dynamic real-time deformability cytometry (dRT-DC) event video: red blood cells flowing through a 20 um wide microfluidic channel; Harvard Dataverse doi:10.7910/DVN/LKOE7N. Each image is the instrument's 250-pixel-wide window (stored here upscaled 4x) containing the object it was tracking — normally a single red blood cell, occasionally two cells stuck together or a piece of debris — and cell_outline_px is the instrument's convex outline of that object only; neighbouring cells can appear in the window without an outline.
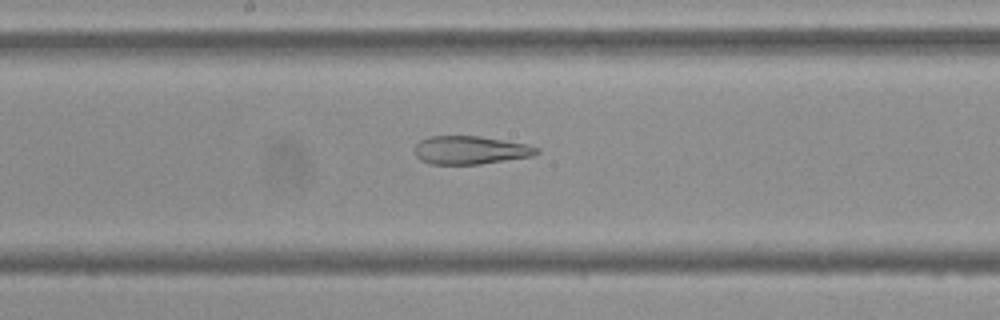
{"species": "Egyptian fruit bat (a non-hibernating species)", "species_latin": "Rousettus aegyptiacus", "temperature_condition": "cold", "stored_images_in_passage": 54, "camera_frame_rate_fps": 3000, "um_per_image_px": 0.085, "frame": {"image": 1, "passage_image": 28, "time_ms": 9.0, "image_size_px": [1000, 320], "cell_outline_px": [[540, 152], [532, 156], [480, 164], [428, 164], [420, 160], [416, 156], [416, 144], [420, 140], [432, 136], [480, 136], [528, 144], [540, 148]], "centroid_in_image_um": [40.0, 12.76], "position_along_channel_um": 208.2, "area_um2": 20.11}}
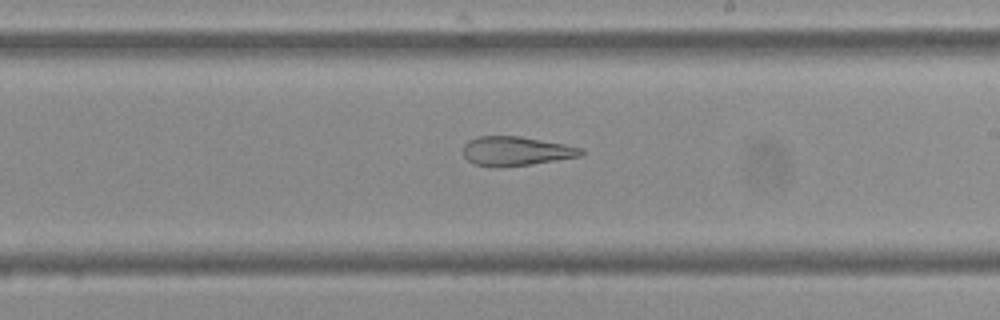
{"frame": {"image": 2, "passage_image": 31, "time_ms": 10.0, "image_size_px": [1000, 320], "cell_outline_px": [[584, 152], [580, 156], [556, 160], [528, 164], [472, 164], [464, 156], [464, 144], [468, 140], [476, 136], [520, 136], [564, 144], [584, 148]], "centroid_in_image_um": [43.88, 12.79], "position_along_channel_um": 245.1, "area_um2": 19.31}}
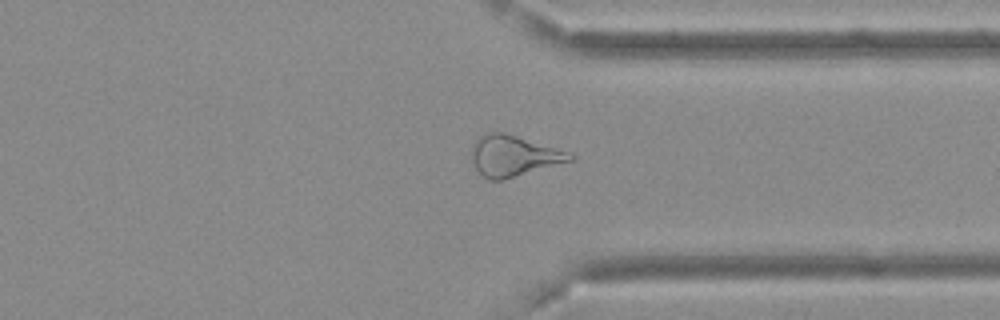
{"frame": {"image": 3, "passage_image": 41, "time_ms": 13.333, "image_size_px": [1000, 320], "cell_outline_px": [[576, 156], [572, 160], [504, 180], [488, 180], [476, 168], [472, 160], [472, 144], [480, 136], [492, 132], [504, 132], [572, 152]], "centroid_in_image_um": [43.68, 13.24], "position_along_channel_um": 367.7, "area_um2": 23.35}, "authors_computed_cell_mechanics": {"area_um2": 26.3279, "velocity_mm_per_s": 3.6991, "shape_relaxation_time_tau1_ms": null, "shape_relaxation_time_tau2_ms": 3.3229, "deformation_change_tau1": null, "deformation_change_tau2": 0.1429}}